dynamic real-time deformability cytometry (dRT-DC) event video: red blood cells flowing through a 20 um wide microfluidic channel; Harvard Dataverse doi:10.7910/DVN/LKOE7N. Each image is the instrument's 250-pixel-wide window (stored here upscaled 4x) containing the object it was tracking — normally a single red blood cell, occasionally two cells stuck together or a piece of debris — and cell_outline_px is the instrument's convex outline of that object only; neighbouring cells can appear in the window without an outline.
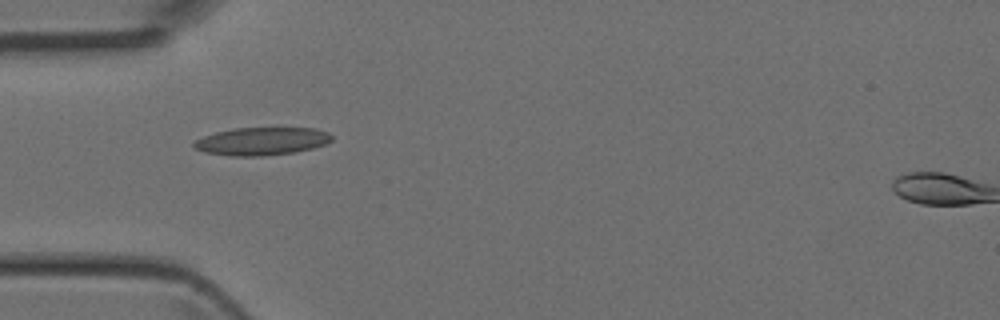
{"species": "Egyptian fruit bat (a non-hibernating species)", "species_latin": "Rousettus aegyptiacus", "temperature_condition": "room temperature", "stored_images_in_passage": 5, "camera_frame_rate_fps": 3000, "um_per_image_px": 0.085, "animal": {"sex": "female"}, "frame": {"image": 1, "passage_image": 4, "time_ms": 1.0, "image_size_px": [1000, 320], "cell_outline_px": [[332, 140], [324, 144], [312, 148], [296, 152], [264, 156], [232, 156], [204, 152], [196, 148], [192, 144], [196, 140], [204, 136], [216, 132], [232, 128], [316, 128], [328, 132], [332, 136]], "centroid_in_image_um": [22.25, 12.0], "position_along_channel_um": 62.7, "area_um2": 22.37}}
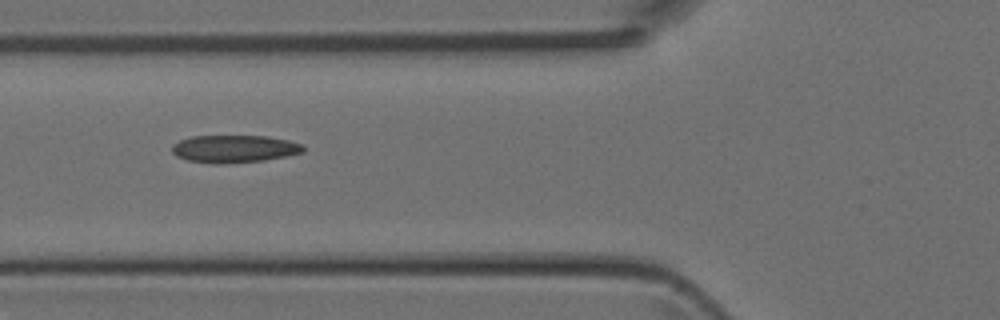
{"frame": {"image": 2, "passage_image": 5, "time_ms": 1.333, "image_size_px": [1000, 320], "cell_outline_px": [[304, 152], [264, 160], [216, 164], [212, 164], [188, 160], [176, 156], [172, 152], [172, 144], [180, 140], [192, 136], [268, 136], [288, 140], [304, 144]], "centroid_in_image_um": [19.9, 12.64], "position_along_channel_um": 105.9, "area_um2": 21.04}}